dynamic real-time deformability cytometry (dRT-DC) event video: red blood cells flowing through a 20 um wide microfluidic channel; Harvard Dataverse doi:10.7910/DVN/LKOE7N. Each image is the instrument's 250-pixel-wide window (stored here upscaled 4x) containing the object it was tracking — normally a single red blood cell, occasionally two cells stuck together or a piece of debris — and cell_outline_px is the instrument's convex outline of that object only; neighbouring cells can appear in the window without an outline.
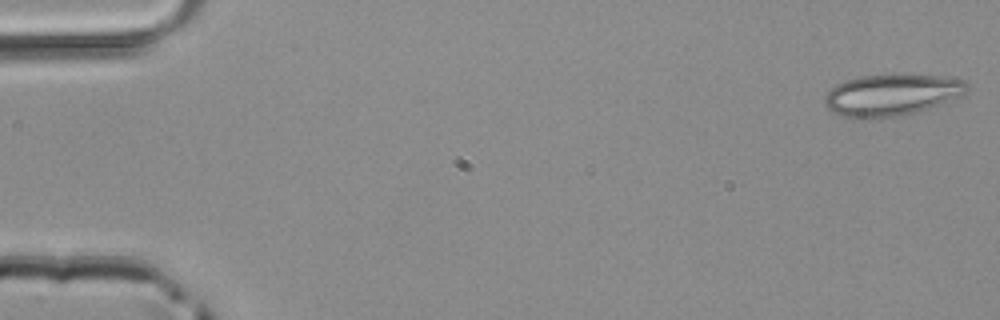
{"species": "common noctule bat (a hibernating species)", "species_latin": "Nyctalus noctula", "temperature_condition": "room temperature", "stored_images_in_passage": 49, "camera_frame_rate_fps": 3000, "um_per_image_px": 0.085, "animal": {"sex": "male", "body_mass_g": 20.4}, "frame": {"image": 1, "passage_image": 1, "time_ms": 0.0, "image_size_px": [1000, 320], "cell_outline_px": [[968, 88], [960, 96], [928, 108], [916, 112], [900, 116], [868, 120], [852, 120], [832, 112], [824, 104], [824, 96], [836, 84], [844, 80], [860, 76], [944, 76], [964, 80], [968, 84]], "centroid_in_image_um": [75.71, 8.12], "position_along_channel_um": 9.3, "area_um2": 34.45}}
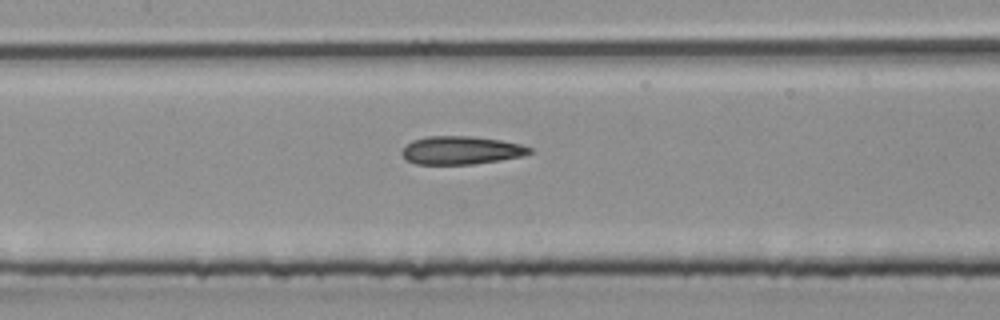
{"frame": {"image": 2, "passage_image": 23, "time_ms": 7.333, "image_size_px": [1000, 320], "cell_outline_px": [[532, 152], [524, 156], [500, 160], [472, 164], [416, 164], [404, 160], [400, 152], [412, 140], [428, 136], [472, 136], [500, 140], [520, 144], [532, 148]], "centroid_in_image_um": [39.18, 12.78], "position_along_channel_um": 168.2, "area_um2": 21.04}}
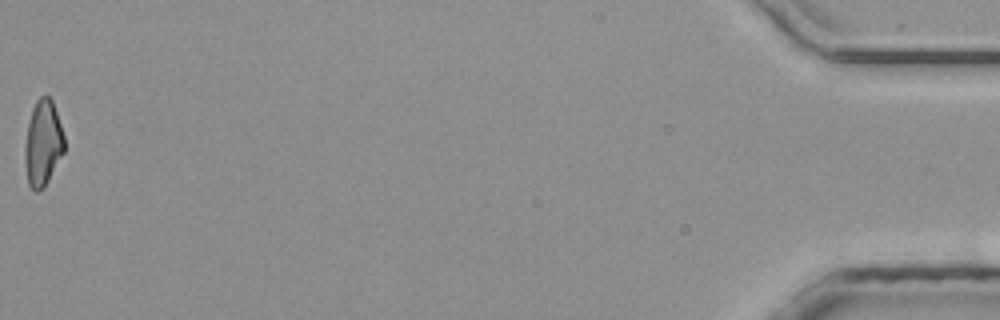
{"frame": {"image": 3, "passage_image": 49, "time_ms": 16.0, "image_size_px": [1000, 320], "cell_outline_px": [[64, 152], [44, 188], [36, 192], [32, 192], [28, 184], [24, 160], [24, 148], [28, 124], [32, 108], [36, 100], [40, 96], [48, 96], [52, 100], [64, 136]], "centroid_in_image_um": [3.63, 12.21], "position_along_channel_um": 431.6, "area_um2": 19.77}}